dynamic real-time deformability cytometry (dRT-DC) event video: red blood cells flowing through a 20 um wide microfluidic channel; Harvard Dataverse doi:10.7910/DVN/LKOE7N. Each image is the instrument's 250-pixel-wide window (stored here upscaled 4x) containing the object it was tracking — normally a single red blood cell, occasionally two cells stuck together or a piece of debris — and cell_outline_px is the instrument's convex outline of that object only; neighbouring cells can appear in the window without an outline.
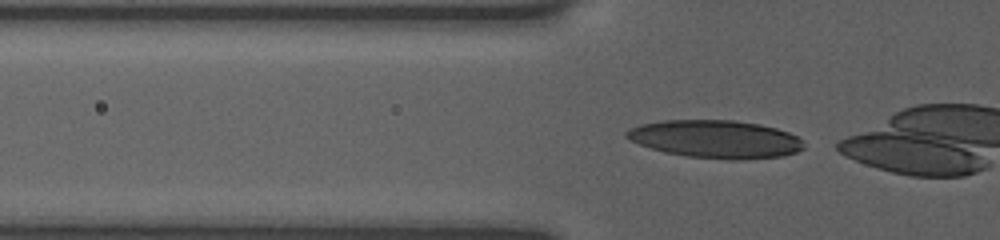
{"species": "human", "species_latin": "Homo sapiens", "temperature_condition": "room temperature", "stored_images_in_passage": 9, "camera_frame_rate_fps": 3000, "um_per_image_px": 0.085, "donor": {"sex": "female"}, "frame": {"image": 1, "passage_image": 3, "time_ms": 0.667, "image_size_px": [1000, 240], "cell_outline_px": [[800, 148], [792, 152], [772, 156], [700, 156], [676, 152], [660, 148], [648, 144], [628, 136], [636, 128], [652, 124], [684, 120], [716, 120], [752, 124], [772, 128], [784, 132], [792, 136], [796, 140]], "centroid_in_image_um": [60.9, 11.77], "position_along_channel_um": 64.9, "area_um2": 33.76}}
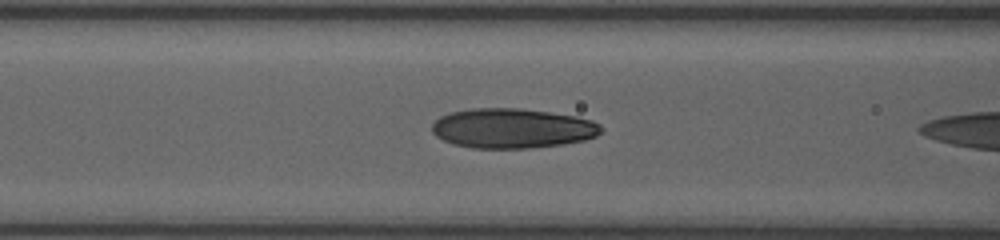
{"frame": {"image": 2, "passage_image": 8, "time_ms": 2.333, "image_size_px": [1000, 240], "cell_outline_px": [[600, 128], [592, 136], [576, 140], [552, 144], [504, 148], [492, 148], [460, 144], [448, 140], [440, 136], [436, 132], [436, 124], [444, 116], [456, 112], [540, 112], [568, 116], [584, 120], [596, 124]], "centroid_in_image_um": [43.57, 10.96], "position_along_channel_um": 123.0, "area_um2": 33.87}}